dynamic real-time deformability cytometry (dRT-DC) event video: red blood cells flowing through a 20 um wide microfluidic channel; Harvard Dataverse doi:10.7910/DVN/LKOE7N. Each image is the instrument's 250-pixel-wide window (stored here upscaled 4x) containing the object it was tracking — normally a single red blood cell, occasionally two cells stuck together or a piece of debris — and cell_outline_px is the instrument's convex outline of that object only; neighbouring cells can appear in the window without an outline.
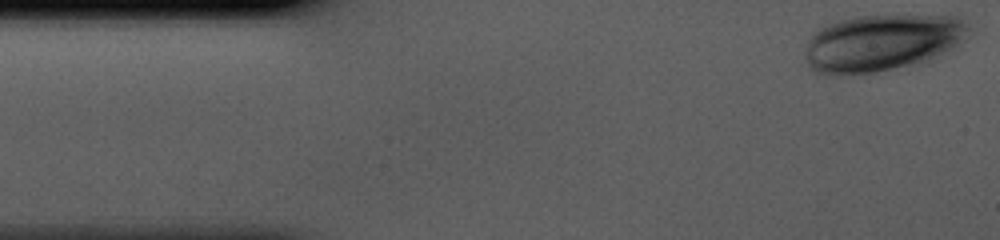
{"species": "human", "species_latin": "Homo sapiens", "temperature_condition": "cold", "stored_images_in_passage": 37, "camera_frame_rate_fps": 3000, "um_per_image_px": 0.085, "donor": {"sex": "male"}, "frame": {"image": 1, "passage_image": 1, "time_ms": 0.0, "image_size_px": [1000, 240], "cell_outline_px": [[968, 36], [952, 48], [932, 60], [920, 64], [876, 72], [832, 76], [828, 76], [816, 72], [804, 60], [804, 52], [808, 40], [812, 32], [828, 24], [840, 20], [856, 16], [956, 16], [968, 24]], "centroid_in_image_um": [74.92, 3.66], "position_along_channel_um": 10.1, "area_um2": 54.62}}
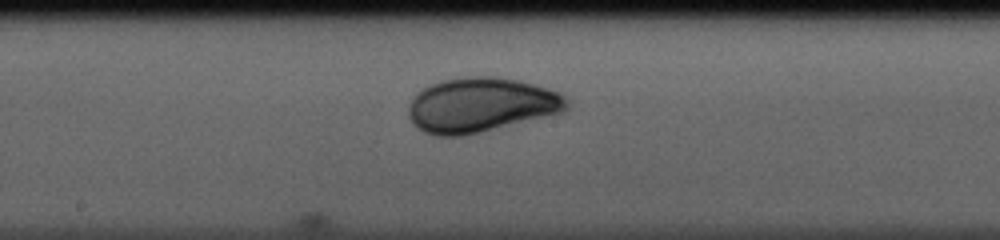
{"frame": {"image": 2, "passage_image": 21, "time_ms": 6.667, "image_size_px": [1000, 240], "cell_outline_px": [[572, 104], [564, 112], [464, 136], [436, 136], [424, 132], [412, 124], [408, 116], [408, 108], [412, 96], [416, 92], [432, 84], [444, 80], [468, 76], [496, 76], [520, 80], [536, 84], [560, 92]], "centroid_in_image_um": [40.9, 8.92], "position_along_channel_um": 207.3, "area_um2": 50.92}}
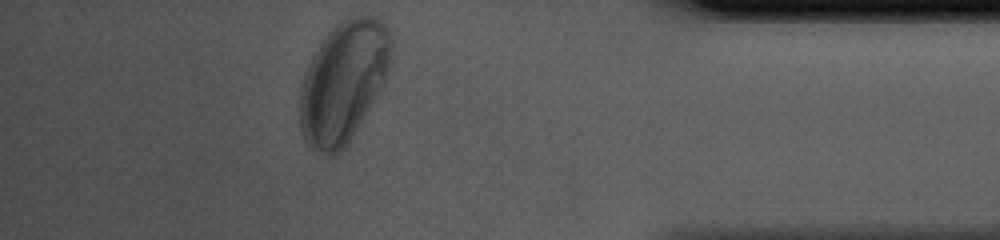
{"frame": {"image": 3, "passage_image": 37, "time_ms": 12.0, "image_size_px": [1000, 240], "cell_outline_px": [[392, 52], [388, 72], [380, 88], [352, 136], [344, 148], [336, 156], [328, 156], [308, 144], [304, 140], [300, 128], [300, 88], [308, 64], [312, 56], [328, 32], [336, 24], [344, 20], [356, 16], [376, 16], [388, 28], [392, 36]], "centroid_in_image_um": [29.19, 6.94], "position_along_channel_um": 406.0, "area_um2": 63.93}}